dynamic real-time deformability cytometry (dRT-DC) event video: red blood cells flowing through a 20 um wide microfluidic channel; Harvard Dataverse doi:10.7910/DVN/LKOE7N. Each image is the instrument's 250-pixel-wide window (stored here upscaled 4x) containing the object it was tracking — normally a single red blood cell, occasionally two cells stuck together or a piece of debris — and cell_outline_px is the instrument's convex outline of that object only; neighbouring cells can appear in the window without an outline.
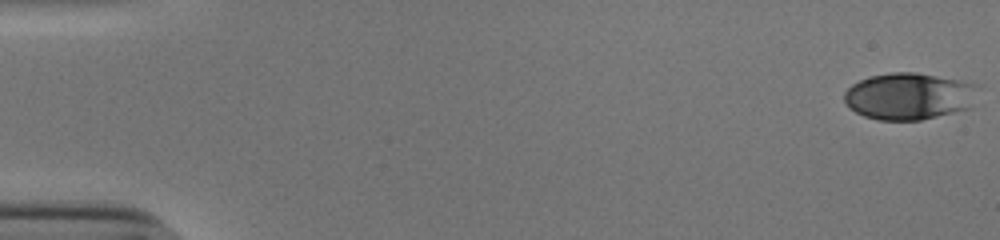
{"species": "human", "species_latin": "Homo sapiens", "temperature_condition": "cold", "stored_images_in_passage": 54, "camera_frame_rate_fps": 3000, "um_per_image_px": 0.085, "donor": {"sex": "male"}, "frame": {"image": 1, "passage_image": 1, "time_ms": 0.0, "image_size_px": [1000, 240], "cell_outline_px": [[980, 84], [972, 108], [920, 120], [880, 120], [864, 116], [856, 112], [844, 100], [844, 92], [852, 84], [868, 76], [892, 72], [916, 72], [960, 80]], "centroid_in_image_um": [77.32, 8.17], "position_along_channel_um": 7.7, "area_um2": 36.82}}
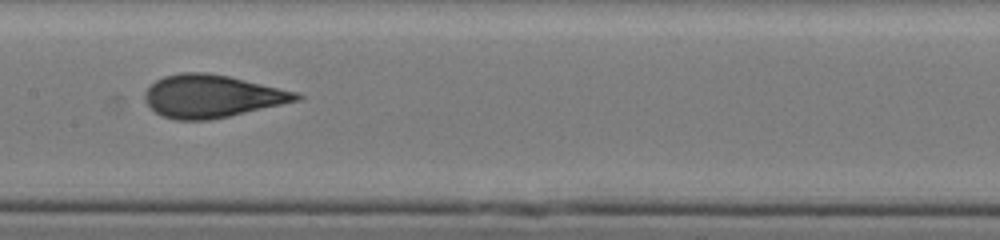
{"frame": {"image": 2, "passage_image": 28, "time_ms": 9.0, "image_size_px": [1000, 240], "cell_outline_px": [[304, 96], [300, 100], [228, 116], [208, 120], [176, 120], [164, 116], [156, 112], [144, 100], [144, 92], [156, 80], [164, 76], [180, 72], [204, 72], [228, 76], [296, 92]], "centroid_in_image_um": [17.98, 8.17], "position_along_channel_um": 189.4, "area_um2": 37.28}}
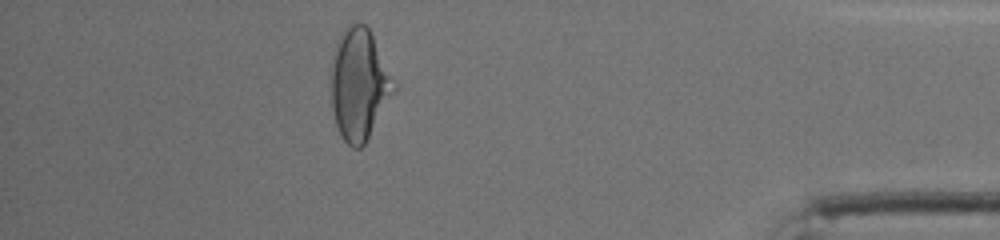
{"frame": {"image": 3, "passage_image": 48, "time_ms": 15.667, "image_size_px": [1000, 240], "cell_outline_px": [[396, 88], [364, 144], [360, 148], [352, 148], [344, 140], [336, 124], [332, 108], [332, 56], [336, 40], [340, 32], [348, 24], [364, 24], [368, 28], [396, 84]], "centroid_in_image_um": [30.5, 7.15], "position_along_channel_um": 404.7, "area_um2": 40.0}, "authors_computed_cell_mechanics": {"area_um2": 37.2521, "velocity_mm_per_s": 3.8567, "shape_relaxation_time_tau1_ms": 5.3515, "shape_relaxation_time_tau2_ms": 0.7662, "deformation_change_tau1": 0.1888, "deformation_change_tau2": 0.06}}